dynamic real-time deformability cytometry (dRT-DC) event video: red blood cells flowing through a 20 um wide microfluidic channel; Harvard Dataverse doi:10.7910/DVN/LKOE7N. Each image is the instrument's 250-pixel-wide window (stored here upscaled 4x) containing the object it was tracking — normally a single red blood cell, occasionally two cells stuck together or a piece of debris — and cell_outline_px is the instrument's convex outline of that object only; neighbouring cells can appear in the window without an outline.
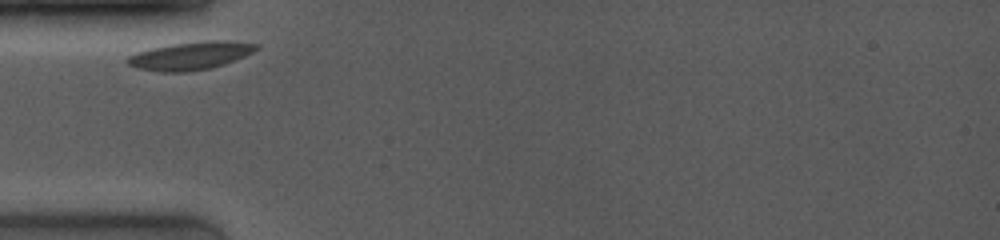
{"species": "common noctule bat (a hibernating species)", "species_latin": "Nyctalus noctula", "temperature_condition": "room temperature", "stored_images_in_passage": 8, "camera_frame_rate_fps": 4000, "um_per_image_px": 0.085, "animal": {"sex": "female", "body_mass_g": 19.0, "forearm_length_mm": 53.3}, "frame": {"image": 1, "passage_image": 1, "time_ms": 0.0, "image_size_px": [1000, 240], "cell_outline_px": [[260, 48], [236, 60], [212, 68], [188, 72], [156, 72], [136, 68], [128, 64], [124, 60], [128, 56], [136, 52], [152, 48], [172, 44], [204, 40], [216, 40], [260, 44]], "centroid_in_image_um": [16.16, 4.75], "position_along_channel_um": 68.8, "area_um2": 21.21}}
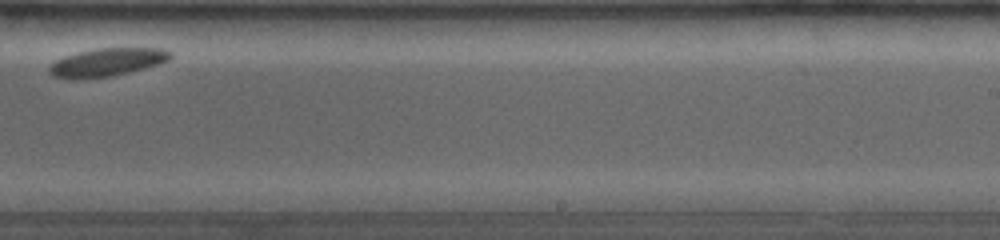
{"frame": {"image": 2, "passage_image": 6, "time_ms": 6.0, "image_size_px": [1000, 240], "cell_outline_px": [[172, 56], [168, 60], [160, 64], [112, 76], [76, 80], [72, 80], [52, 76], [48, 72], [48, 68], [56, 60], [64, 56], [96, 48], [164, 48], [172, 52]], "centroid_in_image_um": [9.09, 5.3], "position_along_channel_um": 279.9, "area_um2": 20.0}}
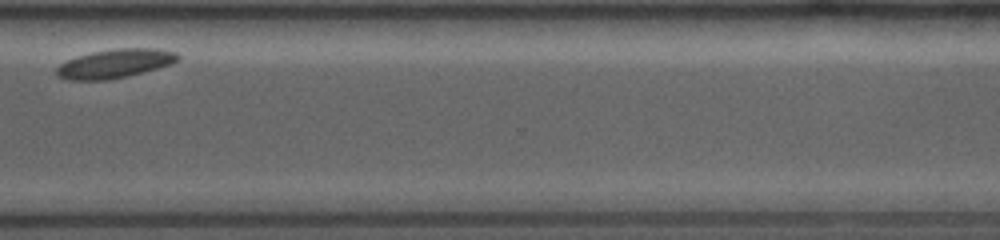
{"frame": {"image": 3, "passage_image": 8, "time_ms": 8.25, "image_size_px": [1000, 240], "cell_outline_px": [[180, 60], [172, 64], [128, 76], [108, 80], [68, 80], [60, 76], [56, 72], [56, 68], [60, 64], [68, 60], [92, 52], [116, 48], [156, 48], [176, 52], [180, 56]], "centroid_in_image_um": [9.83, 5.4], "position_along_channel_um": 360.8, "area_um2": 20.35}}